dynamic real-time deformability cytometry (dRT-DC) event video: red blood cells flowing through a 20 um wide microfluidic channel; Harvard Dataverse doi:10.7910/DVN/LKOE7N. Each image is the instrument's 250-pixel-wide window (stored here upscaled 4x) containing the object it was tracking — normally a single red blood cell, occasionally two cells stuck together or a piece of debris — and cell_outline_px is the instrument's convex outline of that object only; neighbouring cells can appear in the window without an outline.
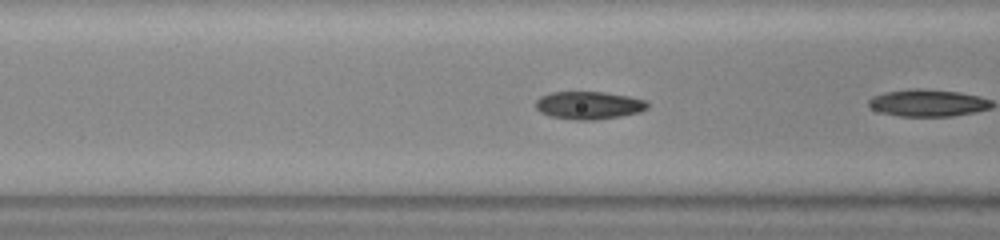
{"species": "common noctule bat (a hibernating species)", "species_latin": "Nyctalus noctula", "temperature_condition": "warm", "stored_images_in_passage": 6, "camera_frame_rate_fps": 3000, "um_per_image_px": 0.085, "animal": {"sex": "female", "body_mass_g": 23.0, "forearm_length_mm": 53.4}, "frame": {"image": 1, "passage_image": 5, "time_ms": 1.333, "image_size_px": [1000, 240], "cell_outline_px": [[648, 108], [640, 112], [620, 116], [592, 120], [576, 120], [552, 116], [540, 112], [536, 108], [536, 100], [540, 96], [552, 92], [604, 92], [628, 96], [644, 100], [648, 104]], "centroid_in_image_um": [50.04, 8.94], "position_along_channel_um": 116.6, "area_um2": 17.98}}